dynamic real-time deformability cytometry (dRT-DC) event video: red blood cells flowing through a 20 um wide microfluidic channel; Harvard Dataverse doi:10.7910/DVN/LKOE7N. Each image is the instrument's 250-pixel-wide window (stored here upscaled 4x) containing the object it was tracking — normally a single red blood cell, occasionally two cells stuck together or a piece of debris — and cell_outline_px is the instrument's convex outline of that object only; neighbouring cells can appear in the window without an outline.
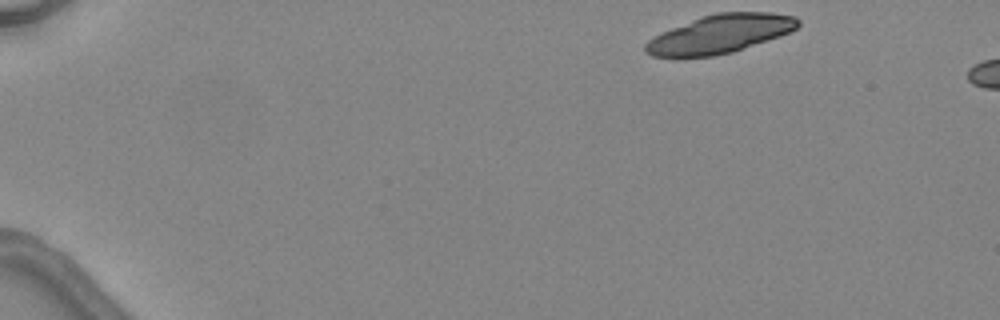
{"species": "common noctule bat (a hibernating species)", "species_latin": "Nyctalus noctula", "temperature_condition": "warm", "stored_images_in_passage": 2, "camera_frame_rate_fps": 3000, "um_per_image_px": 0.085, "animal": {"sex": "female", "body_mass_g": 24.6, "forearm_length_mm": 56.2}, "frame": {"image": 1, "passage_image": 1, "time_ms": 0.0, "image_size_px": [1000, 320], "cell_outline_px": [[800, 24], [796, 28], [780, 36], [732, 52], [712, 56], [676, 60], [672, 60], [652, 56], [644, 52], [644, 44], [648, 40], [660, 32], [700, 16], [716, 12], [772, 12], [796, 16], [800, 20]], "centroid_in_image_um": [61.11, 2.92], "position_along_channel_um": 23.9, "area_um2": 35.14}}